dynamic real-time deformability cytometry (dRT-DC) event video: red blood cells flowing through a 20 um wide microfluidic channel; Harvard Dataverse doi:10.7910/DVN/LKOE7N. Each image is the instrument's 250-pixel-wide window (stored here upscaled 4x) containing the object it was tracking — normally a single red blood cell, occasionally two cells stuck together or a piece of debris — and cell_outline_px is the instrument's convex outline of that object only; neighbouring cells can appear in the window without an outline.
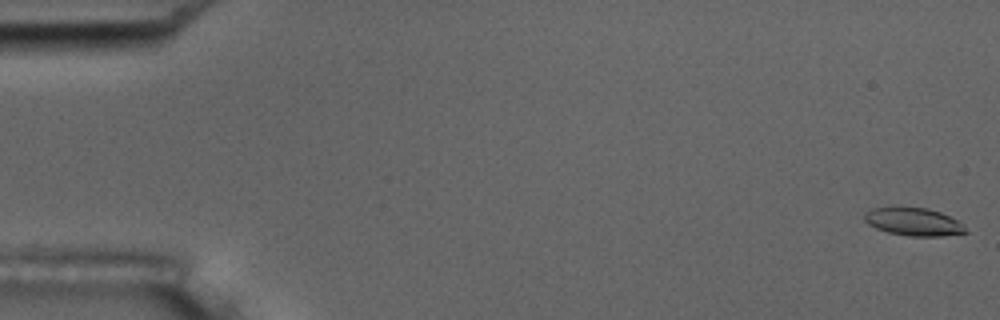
{"species": "common noctule bat (a hibernating species)", "species_latin": "Nyctalus noctula", "temperature_condition": "room temperature", "stored_images_in_passage": 55, "camera_frame_rate_fps": 3000, "um_per_image_px": 0.085, "animal": {"sex": "male", "body_mass_g": 17.5, "forearm_length_mm": 52.3}, "frame": {"image": 1, "passage_image": 1, "time_ms": 0.0, "image_size_px": [1000, 320], "cell_outline_px": [[968, 232], [940, 236], [908, 236], [888, 232], [876, 228], [868, 224], [864, 220], [864, 212], [872, 208], [892, 204], [900, 204], [928, 208], [940, 212], [956, 220]], "centroid_in_image_um": [77.54, 18.79], "position_along_channel_um": 7.5, "area_um2": 16.99}}
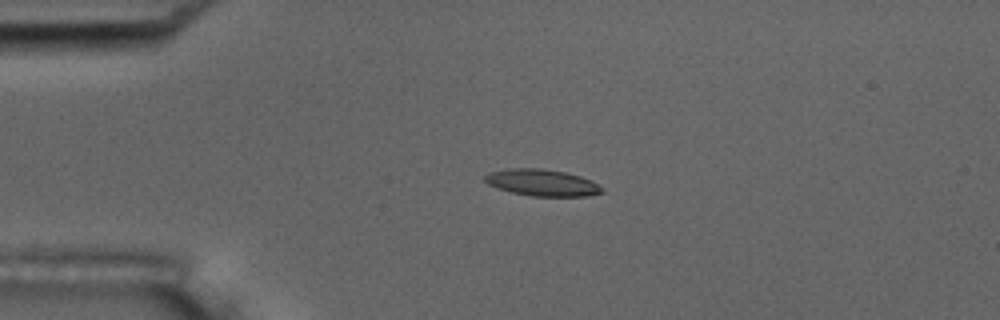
{"frame": {"image": 2, "passage_image": 13, "time_ms": 4.0, "image_size_px": [1000, 320], "cell_outline_px": [[604, 192], [588, 196], [532, 196], [512, 192], [488, 184], [484, 180], [484, 176], [488, 172], [512, 168], [540, 168], [564, 172], [580, 176], [592, 180], [604, 188]], "centroid_in_image_um": [46.11, 15.52], "position_along_channel_um": 38.9, "area_um2": 18.15}}
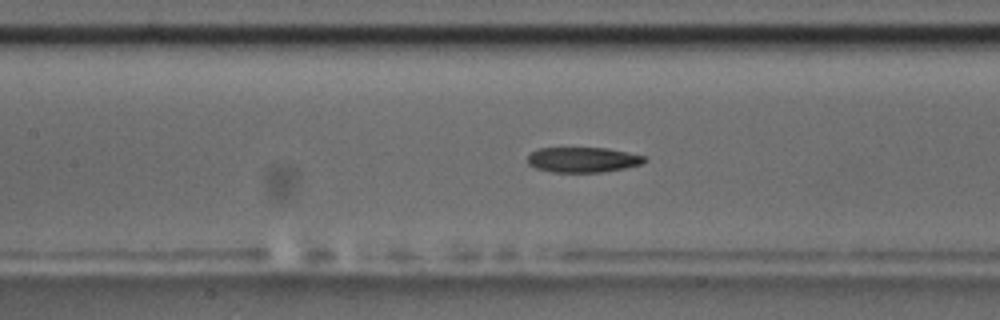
{"frame": {"image": 3, "passage_image": 25, "time_ms": 8.0, "image_size_px": [1000, 320], "cell_outline_px": [[648, 160], [640, 164], [624, 168], [604, 172], [552, 172], [536, 168], [528, 164], [528, 156], [532, 152], [540, 148], [608, 148], [628, 152], [644, 156]], "centroid_in_image_um": [49.55, 13.58], "position_along_channel_um": 157.8, "area_um2": 17.11}, "authors_computed_cell_mechanics": {"area_um2": 17.8602, "velocity_mm_per_s": 3.7353, "shape_relaxation_time_tau1_ms": 10.4476, "shape_relaxation_time_tau2_ms": 6.1222, "deformation_change_tau1": 0.2389, "deformation_change_tau2": 0.1473}}